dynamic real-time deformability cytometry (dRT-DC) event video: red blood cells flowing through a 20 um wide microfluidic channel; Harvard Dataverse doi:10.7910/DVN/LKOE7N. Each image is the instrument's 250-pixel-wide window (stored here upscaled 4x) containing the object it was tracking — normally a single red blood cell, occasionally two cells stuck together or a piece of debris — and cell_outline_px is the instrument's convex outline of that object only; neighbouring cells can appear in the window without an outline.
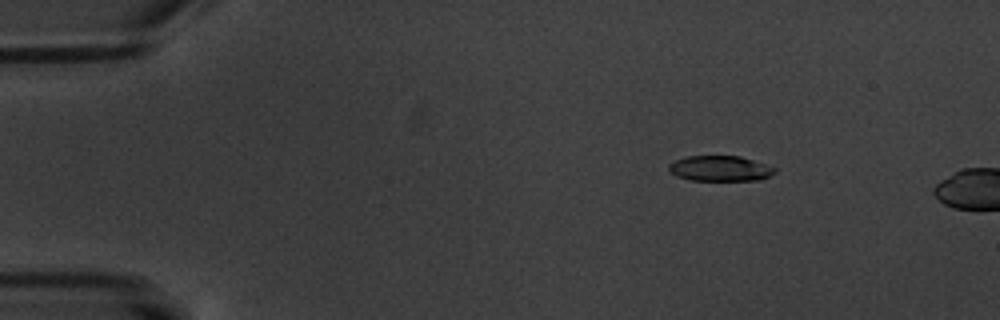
{"species": "common noctule bat (a hibernating species)", "species_latin": "Nyctalus noctula", "temperature_condition": "warm", "stored_images_in_passage": 4, "camera_frame_rate_fps": 3000, "um_per_image_px": 0.085, "animal": {"sex": "male", "body_mass_g": 20.1, "forearm_length_mm": 53.5}, "frame": {"image": 1, "passage_image": 2, "time_ms": 2.0, "image_size_px": [1000, 320], "cell_outline_px": [[776, 172], [760, 180], [692, 180], [676, 176], [668, 168], [668, 164], [676, 160], [688, 156], [740, 156], [776, 168]], "centroid_in_image_um": [61.2, 14.32], "position_along_channel_um": 23.8, "area_um2": 15.49}}